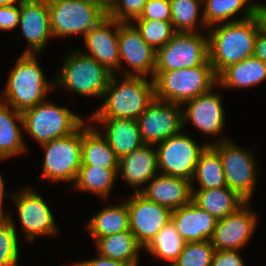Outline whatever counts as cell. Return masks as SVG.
<instances>
[{"label":"cell","mask_w":266,"mask_h":266,"mask_svg":"<svg viewBox=\"0 0 266 266\" xmlns=\"http://www.w3.org/2000/svg\"><path fill=\"white\" fill-rule=\"evenodd\" d=\"M112 74L103 95L102 105L89 119H134L155 99L153 79L144 76L125 75L120 81Z\"/></svg>","instance_id":"cell-1"},{"label":"cell","mask_w":266,"mask_h":266,"mask_svg":"<svg viewBox=\"0 0 266 266\" xmlns=\"http://www.w3.org/2000/svg\"><path fill=\"white\" fill-rule=\"evenodd\" d=\"M212 28V29H211ZM209 61L218 75L227 66L253 56L259 31L256 18L218 24L207 29Z\"/></svg>","instance_id":"cell-2"},{"label":"cell","mask_w":266,"mask_h":266,"mask_svg":"<svg viewBox=\"0 0 266 266\" xmlns=\"http://www.w3.org/2000/svg\"><path fill=\"white\" fill-rule=\"evenodd\" d=\"M37 57V54H21L1 95L0 101L17 111L23 112L43 102L54 87V80L47 81Z\"/></svg>","instance_id":"cell-3"},{"label":"cell","mask_w":266,"mask_h":266,"mask_svg":"<svg viewBox=\"0 0 266 266\" xmlns=\"http://www.w3.org/2000/svg\"><path fill=\"white\" fill-rule=\"evenodd\" d=\"M155 99L184 104L217 86V75L208 60L204 65L170 71H154Z\"/></svg>","instance_id":"cell-4"},{"label":"cell","mask_w":266,"mask_h":266,"mask_svg":"<svg viewBox=\"0 0 266 266\" xmlns=\"http://www.w3.org/2000/svg\"><path fill=\"white\" fill-rule=\"evenodd\" d=\"M54 86H63L82 96L103 98L112 73L82 51L68 52Z\"/></svg>","instance_id":"cell-5"},{"label":"cell","mask_w":266,"mask_h":266,"mask_svg":"<svg viewBox=\"0 0 266 266\" xmlns=\"http://www.w3.org/2000/svg\"><path fill=\"white\" fill-rule=\"evenodd\" d=\"M23 130L40 145L76 132L85 120L66 107L40 102L22 112Z\"/></svg>","instance_id":"cell-6"},{"label":"cell","mask_w":266,"mask_h":266,"mask_svg":"<svg viewBox=\"0 0 266 266\" xmlns=\"http://www.w3.org/2000/svg\"><path fill=\"white\" fill-rule=\"evenodd\" d=\"M54 38L85 36L108 16V12L87 0H47Z\"/></svg>","instance_id":"cell-7"},{"label":"cell","mask_w":266,"mask_h":266,"mask_svg":"<svg viewBox=\"0 0 266 266\" xmlns=\"http://www.w3.org/2000/svg\"><path fill=\"white\" fill-rule=\"evenodd\" d=\"M206 144L211 145L218 152L227 186L247 202H250L259 171L251 149L239 147L227 135H224L220 140Z\"/></svg>","instance_id":"cell-8"},{"label":"cell","mask_w":266,"mask_h":266,"mask_svg":"<svg viewBox=\"0 0 266 266\" xmlns=\"http://www.w3.org/2000/svg\"><path fill=\"white\" fill-rule=\"evenodd\" d=\"M208 60V34L177 32L156 51L155 71L193 68L204 65Z\"/></svg>","instance_id":"cell-9"},{"label":"cell","mask_w":266,"mask_h":266,"mask_svg":"<svg viewBox=\"0 0 266 266\" xmlns=\"http://www.w3.org/2000/svg\"><path fill=\"white\" fill-rule=\"evenodd\" d=\"M45 149L42 165L43 179L75 182L81 166L82 126L74 133L41 144Z\"/></svg>","instance_id":"cell-10"},{"label":"cell","mask_w":266,"mask_h":266,"mask_svg":"<svg viewBox=\"0 0 266 266\" xmlns=\"http://www.w3.org/2000/svg\"><path fill=\"white\" fill-rule=\"evenodd\" d=\"M200 145L190 136L179 132L158 144L157 160L160 174L180 177L192 182L201 152Z\"/></svg>","instance_id":"cell-11"},{"label":"cell","mask_w":266,"mask_h":266,"mask_svg":"<svg viewBox=\"0 0 266 266\" xmlns=\"http://www.w3.org/2000/svg\"><path fill=\"white\" fill-rule=\"evenodd\" d=\"M180 106V104L153 100L137 119L139 135L145 144L157 146L184 129Z\"/></svg>","instance_id":"cell-12"},{"label":"cell","mask_w":266,"mask_h":266,"mask_svg":"<svg viewBox=\"0 0 266 266\" xmlns=\"http://www.w3.org/2000/svg\"><path fill=\"white\" fill-rule=\"evenodd\" d=\"M11 197L17 206L26 240L32 242L36 236H56L59 233L52 211L36 191L24 188L20 192L12 193Z\"/></svg>","instance_id":"cell-13"},{"label":"cell","mask_w":266,"mask_h":266,"mask_svg":"<svg viewBox=\"0 0 266 266\" xmlns=\"http://www.w3.org/2000/svg\"><path fill=\"white\" fill-rule=\"evenodd\" d=\"M129 228L146 248L157 233L171 221L172 210L146 199L139 192L127 200Z\"/></svg>","instance_id":"cell-14"},{"label":"cell","mask_w":266,"mask_h":266,"mask_svg":"<svg viewBox=\"0 0 266 266\" xmlns=\"http://www.w3.org/2000/svg\"><path fill=\"white\" fill-rule=\"evenodd\" d=\"M246 202L236 212L216 221L210 239L215 250H240L247 245L254 234L257 214L250 210Z\"/></svg>","instance_id":"cell-15"},{"label":"cell","mask_w":266,"mask_h":266,"mask_svg":"<svg viewBox=\"0 0 266 266\" xmlns=\"http://www.w3.org/2000/svg\"><path fill=\"white\" fill-rule=\"evenodd\" d=\"M118 46L120 68L123 60L134 70L133 72L124 71V75L146 77L151 73L153 79L156 67V51L142 38L132 23L119 22Z\"/></svg>","instance_id":"cell-16"},{"label":"cell","mask_w":266,"mask_h":266,"mask_svg":"<svg viewBox=\"0 0 266 266\" xmlns=\"http://www.w3.org/2000/svg\"><path fill=\"white\" fill-rule=\"evenodd\" d=\"M118 34L119 22L107 16L84 36L90 53L83 54L94 58L112 74H117L120 69Z\"/></svg>","instance_id":"cell-17"},{"label":"cell","mask_w":266,"mask_h":266,"mask_svg":"<svg viewBox=\"0 0 266 266\" xmlns=\"http://www.w3.org/2000/svg\"><path fill=\"white\" fill-rule=\"evenodd\" d=\"M20 18L23 37L30 45L23 54H39L50 38H54L50 26L47 0H20Z\"/></svg>","instance_id":"cell-18"},{"label":"cell","mask_w":266,"mask_h":266,"mask_svg":"<svg viewBox=\"0 0 266 266\" xmlns=\"http://www.w3.org/2000/svg\"><path fill=\"white\" fill-rule=\"evenodd\" d=\"M185 104L188 106L182 111L183 128L191 121L190 123L205 135L216 136L222 132L225 126V111L221 95L214 94L213 87L182 105Z\"/></svg>","instance_id":"cell-19"},{"label":"cell","mask_w":266,"mask_h":266,"mask_svg":"<svg viewBox=\"0 0 266 266\" xmlns=\"http://www.w3.org/2000/svg\"><path fill=\"white\" fill-rule=\"evenodd\" d=\"M147 184L139 193L172 211L192 201L193 184L186 179L159 174Z\"/></svg>","instance_id":"cell-20"},{"label":"cell","mask_w":266,"mask_h":266,"mask_svg":"<svg viewBox=\"0 0 266 266\" xmlns=\"http://www.w3.org/2000/svg\"><path fill=\"white\" fill-rule=\"evenodd\" d=\"M171 221L185 242L210 240L216 219L193 201L172 211Z\"/></svg>","instance_id":"cell-21"},{"label":"cell","mask_w":266,"mask_h":266,"mask_svg":"<svg viewBox=\"0 0 266 266\" xmlns=\"http://www.w3.org/2000/svg\"><path fill=\"white\" fill-rule=\"evenodd\" d=\"M153 147L144 144L119 159L118 174L121 172L123 180L132 186L134 193L140 192L137 186L149 182L157 174V151Z\"/></svg>","instance_id":"cell-22"},{"label":"cell","mask_w":266,"mask_h":266,"mask_svg":"<svg viewBox=\"0 0 266 266\" xmlns=\"http://www.w3.org/2000/svg\"><path fill=\"white\" fill-rule=\"evenodd\" d=\"M97 124H104L106 130L102 135L115 152L118 159L137 150L145 143L139 135V125L134 119H89ZM106 133V134H105Z\"/></svg>","instance_id":"cell-23"},{"label":"cell","mask_w":266,"mask_h":266,"mask_svg":"<svg viewBox=\"0 0 266 266\" xmlns=\"http://www.w3.org/2000/svg\"><path fill=\"white\" fill-rule=\"evenodd\" d=\"M98 127L82 125L81 166L118 169L119 159Z\"/></svg>","instance_id":"cell-24"},{"label":"cell","mask_w":266,"mask_h":266,"mask_svg":"<svg viewBox=\"0 0 266 266\" xmlns=\"http://www.w3.org/2000/svg\"><path fill=\"white\" fill-rule=\"evenodd\" d=\"M192 188V201L201 209L207 211L216 220L236 212L247 201L228 186L212 189Z\"/></svg>","instance_id":"cell-25"},{"label":"cell","mask_w":266,"mask_h":266,"mask_svg":"<svg viewBox=\"0 0 266 266\" xmlns=\"http://www.w3.org/2000/svg\"><path fill=\"white\" fill-rule=\"evenodd\" d=\"M265 80L266 63L254 56L227 66L217 75V84L221 88H246Z\"/></svg>","instance_id":"cell-26"},{"label":"cell","mask_w":266,"mask_h":266,"mask_svg":"<svg viewBox=\"0 0 266 266\" xmlns=\"http://www.w3.org/2000/svg\"><path fill=\"white\" fill-rule=\"evenodd\" d=\"M21 128H23L22 112L0 101V160L27 151Z\"/></svg>","instance_id":"cell-27"},{"label":"cell","mask_w":266,"mask_h":266,"mask_svg":"<svg viewBox=\"0 0 266 266\" xmlns=\"http://www.w3.org/2000/svg\"><path fill=\"white\" fill-rule=\"evenodd\" d=\"M99 255L138 266L139 253L144 248L131 230L98 238L95 241Z\"/></svg>","instance_id":"cell-28"},{"label":"cell","mask_w":266,"mask_h":266,"mask_svg":"<svg viewBox=\"0 0 266 266\" xmlns=\"http://www.w3.org/2000/svg\"><path fill=\"white\" fill-rule=\"evenodd\" d=\"M86 229L95 239L129 230V210L127 201L115 205L105 206L101 211L92 216Z\"/></svg>","instance_id":"cell-29"},{"label":"cell","mask_w":266,"mask_h":266,"mask_svg":"<svg viewBox=\"0 0 266 266\" xmlns=\"http://www.w3.org/2000/svg\"><path fill=\"white\" fill-rule=\"evenodd\" d=\"M202 2L200 23L207 29L215 24L246 20L254 16L255 3L250 4L249 0H202ZM239 10L245 13L242 19L227 21Z\"/></svg>","instance_id":"cell-30"},{"label":"cell","mask_w":266,"mask_h":266,"mask_svg":"<svg viewBox=\"0 0 266 266\" xmlns=\"http://www.w3.org/2000/svg\"><path fill=\"white\" fill-rule=\"evenodd\" d=\"M118 169H107L93 166H80L74 189L95 193L106 200L118 177Z\"/></svg>","instance_id":"cell-31"},{"label":"cell","mask_w":266,"mask_h":266,"mask_svg":"<svg viewBox=\"0 0 266 266\" xmlns=\"http://www.w3.org/2000/svg\"><path fill=\"white\" fill-rule=\"evenodd\" d=\"M195 179L199 183V189L227 186L221 158L211 145H207L199 156L191 183Z\"/></svg>","instance_id":"cell-32"},{"label":"cell","mask_w":266,"mask_h":266,"mask_svg":"<svg viewBox=\"0 0 266 266\" xmlns=\"http://www.w3.org/2000/svg\"><path fill=\"white\" fill-rule=\"evenodd\" d=\"M185 243L170 221L157 233L145 250L156 259L169 261L170 266H172L183 250Z\"/></svg>","instance_id":"cell-33"},{"label":"cell","mask_w":266,"mask_h":266,"mask_svg":"<svg viewBox=\"0 0 266 266\" xmlns=\"http://www.w3.org/2000/svg\"><path fill=\"white\" fill-rule=\"evenodd\" d=\"M171 22L176 32H196L202 0H170ZM200 7V8H199ZM198 19V20H197Z\"/></svg>","instance_id":"cell-34"},{"label":"cell","mask_w":266,"mask_h":266,"mask_svg":"<svg viewBox=\"0 0 266 266\" xmlns=\"http://www.w3.org/2000/svg\"><path fill=\"white\" fill-rule=\"evenodd\" d=\"M142 38L155 50L163 47L177 32L171 21L134 20Z\"/></svg>","instance_id":"cell-35"},{"label":"cell","mask_w":266,"mask_h":266,"mask_svg":"<svg viewBox=\"0 0 266 266\" xmlns=\"http://www.w3.org/2000/svg\"><path fill=\"white\" fill-rule=\"evenodd\" d=\"M214 252L210 240L186 242L172 266H211Z\"/></svg>","instance_id":"cell-36"},{"label":"cell","mask_w":266,"mask_h":266,"mask_svg":"<svg viewBox=\"0 0 266 266\" xmlns=\"http://www.w3.org/2000/svg\"><path fill=\"white\" fill-rule=\"evenodd\" d=\"M12 217L10 221L0 226V266H17L19 243L17 229Z\"/></svg>","instance_id":"cell-37"},{"label":"cell","mask_w":266,"mask_h":266,"mask_svg":"<svg viewBox=\"0 0 266 266\" xmlns=\"http://www.w3.org/2000/svg\"><path fill=\"white\" fill-rule=\"evenodd\" d=\"M148 0H115L108 11V16L120 23H134L138 19Z\"/></svg>","instance_id":"cell-38"},{"label":"cell","mask_w":266,"mask_h":266,"mask_svg":"<svg viewBox=\"0 0 266 266\" xmlns=\"http://www.w3.org/2000/svg\"><path fill=\"white\" fill-rule=\"evenodd\" d=\"M136 20L171 21L170 0H148L141 16Z\"/></svg>","instance_id":"cell-39"},{"label":"cell","mask_w":266,"mask_h":266,"mask_svg":"<svg viewBox=\"0 0 266 266\" xmlns=\"http://www.w3.org/2000/svg\"><path fill=\"white\" fill-rule=\"evenodd\" d=\"M239 250H215L211 266H245Z\"/></svg>","instance_id":"cell-40"},{"label":"cell","mask_w":266,"mask_h":266,"mask_svg":"<svg viewBox=\"0 0 266 266\" xmlns=\"http://www.w3.org/2000/svg\"><path fill=\"white\" fill-rule=\"evenodd\" d=\"M20 18V6H0V29L12 30L18 26Z\"/></svg>","instance_id":"cell-41"},{"label":"cell","mask_w":266,"mask_h":266,"mask_svg":"<svg viewBox=\"0 0 266 266\" xmlns=\"http://www.w3.org/2000/svg\"><path fill=\"white\" fill-rule=\"evenodd\" d=\"M98 257L90 260H82L80 262L73 263V266H133L131 263L113 260L103 257L97 254Z\"/></svg>","instance_id":"cell-42"},{"label":"cell","mask_w":266,"mask_h":266,"mask_svg":"<svg viewBox=\"0 0 266 266\" xmlns=\"http://www.w3.org/2000/svg\"><path fill=\"white\" fill-rule=\"evenodd\" d=\"M253 56L266 63V35L258 31Z\"/></svg>","instance_id":"cell-43"},{"label":"cell","mask_w":266,"mask_h":266,"mask_svg":"<svg viewBox=\"0 0 266 266\" xmlns=\"http://www.w3.org/2000/svg\"><path fill=\"white\" fill-rule=\"evenodd\" d=\"M254 17L257 20L259 31L266 35V5L255 3Z\"/></svg>","instance_id":"cell-44"},{"label":"cell","mask_w":266,"mask_h":266,"mask_svg":"<svg viewBox=\"0 0 266 266\" xmlns=\"http://www.w3.org/2000/svg\"><path fill=\"white\" fill-rule=\"evenodd\" d=\"M87 1H91L93 3L98 4L99 6L103 7L107 12L115 2V0H87Z\"/></svg>","instance_id":"cell-45"},{"label":"cell","mask_w":266,"mask_h":266,"mask_svg":"<svg viewBox=\"0 0 266 266\" xmlns=\"http://www.w3.org/2000/svg\"><path fill=\"white\" fill-rule=\"evenodd\" d=\"M2 204L3 203H0V226L8 223L11 217L10 213L9 214L4 213Z\"/></svg>","instance_id":"cell-46"},{"label":"cell","mask_w":266,"mask_h":266,"mask_svg":"<svg viewBox=\"0 0 266 266\" xmlns=\"http://www.w3.org/2000/svg\"><path fill=\"white\" fill-rule=\"evenodd\" d=\"M4 182H3V178H2V175L0 173V203H3V200H4Z\"/></svg>","instance_id":"cell-47"},{"label":"cell","mask_w":266,"mask_h":266,"mask_svg":"<svg viewBox=\"0 0 266 266\" xmlns=\"http://www.w3.org/2000/svg\"><path fill=\"white\" fill-rule=\"evenodd\" d=\"M17 2L19 3L20 0H0V6H10L14 5Z\"/></svg>","instance_id":"cell-48"}]
</instances>
